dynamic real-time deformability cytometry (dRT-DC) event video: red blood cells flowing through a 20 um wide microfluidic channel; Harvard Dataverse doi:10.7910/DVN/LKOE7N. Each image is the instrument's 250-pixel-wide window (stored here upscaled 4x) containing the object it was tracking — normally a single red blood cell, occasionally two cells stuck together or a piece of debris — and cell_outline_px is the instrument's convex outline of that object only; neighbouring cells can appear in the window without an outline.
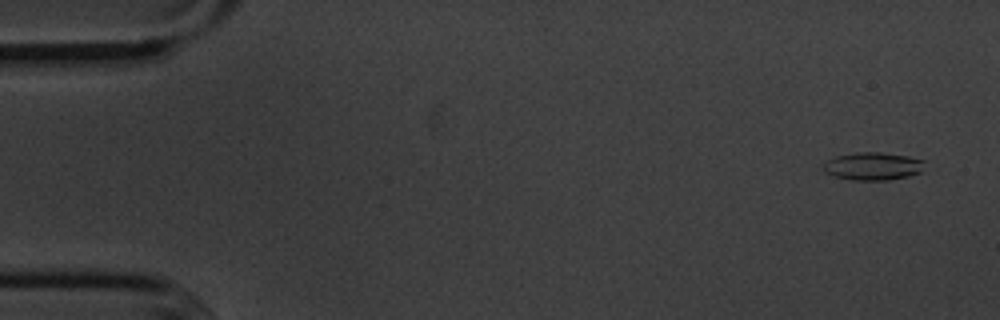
{"species": "common noctule bat (a hibernating species)", "species_latin": "Nyctalus noctula", "temperature_condition": "cold", "stored_images_in_passage": 9, "camera_frame_rate_fps": 3000, "um_per_image_px": 0.085, "animal": {"sex": "male", "body_mass_g": 20.1, "forearm_length_mm": 53.5}, "frame": {"image": 1, "passage_image": 1, "time_ms": 0.0, "image_size_px": [1000, 320], "cell_outline_px": [[924, 160], [920, 172], [908, 176], [888, 180], [852, 180], [832, 176], [824, 172], [824, 164], [828, 160], [836, 156], [856, 152], [880, 152], [908, 156]], "centroid_in_image_um": [74.16, 14.13], "position_along_channel_um": 10.8, "area_um2": 16.36}}
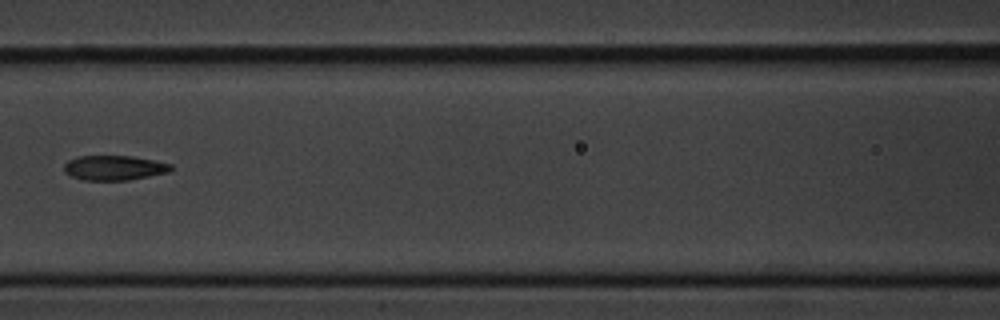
{"frame": {"image": 2, "passage_image": 7, "time_ms": 7.333, "image_size_px": [1000, 320], "cell_outline_px": [[172, 168], [168, 172], [128, 180], [84, 180], [72, 176], [64, 172], [64, 164], [68, 160], [76, 156], [132, 156], [172, 164]], "centroid_in_image_um": [9.67, 14.26], "position_along_channel_um": 156.9, "area_um2": 15.32}}
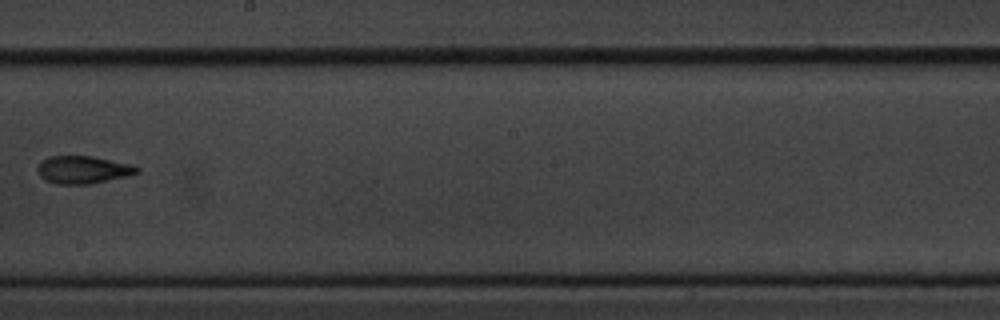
{"frame": {"image": 3, "passage_image": 9, "time_ms": 9.667, "image_size_px": [1000, 320], "cell_outline_px": [[140, 172], [128, 176], [88, 184], [56, 184], [44, 180], [36, 172], [36, 168], [48, 156], [92, 156], [132, 164], [140, 168]], "centroid_in_image_um": [7.06, 14.43], "position_along_channel_um": 241.1, "area_um2": 16.13}}